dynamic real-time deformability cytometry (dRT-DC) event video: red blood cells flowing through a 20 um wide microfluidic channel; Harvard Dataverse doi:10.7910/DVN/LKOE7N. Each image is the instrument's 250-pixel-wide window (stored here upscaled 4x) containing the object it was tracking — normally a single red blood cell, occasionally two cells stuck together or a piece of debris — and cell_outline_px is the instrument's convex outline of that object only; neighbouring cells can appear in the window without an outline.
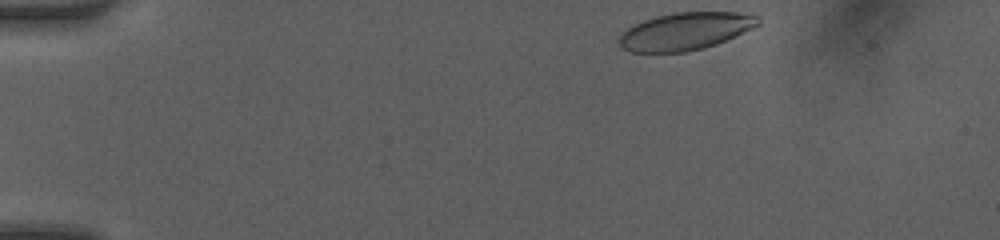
{"species": "human", "species_latin": "Homo sapiens", "temperature_condition": "room temperature", "stored_images_in_passage": 9, "camera_frame_rate_fps": 3000, "um_per_image_px": 0.085, "donor": {"sex": "female"}, "frame": {"image": 1, "passage_image": 1, "time_ms": 0.0, "image_size_px": [1000, 240], "cell_outline_px": [[760, 24], [752, 28], [716, 44], [704, 48], [684, 52], [632, 52], [624, 48], [620, 44], [620, 36], [632, 24], [656, 16], [672, 12], [736, 12], [756, 16], [760, 20]], "centroid_in_image_um": [58.24, 2.65], "position_along_channel_um": 26.8, "area_um2": 30.06}}
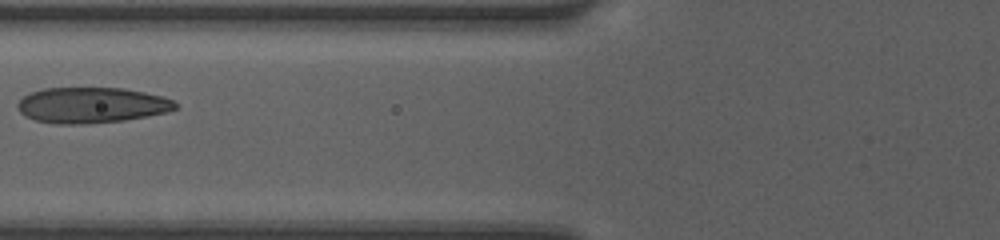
{"frame": {"image": 2, "passage_image": 6, "time_ms": 1.667, "image_size_px": [1000, 240], "cell_outline_px": [[180, 108], [164, 112], [124, 120], [84, 124], [56, 124], [36, 120], [24, 116], [16, 108], [16, 104], [24, 96], [32, 92], [44, 88], [124, 88], [164, 96], [176, 100]], "centroid_in_image_um": [7.8, 8.93], "position_along_channel_um": 118.0, "area_um2": 32.95}}
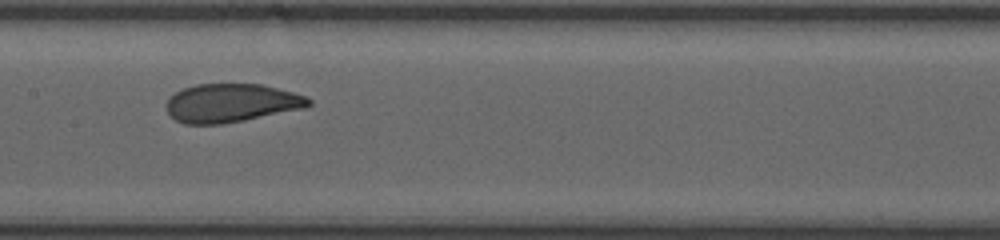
{"frame": {"image": 3, "passage_image": 8, "time_ms": 2.333, "image_size_px": [1000, 240], "cell_outline_px": [[312, 104], [304, 108], [244, 120], [220, 124], [184, 124], [176, 120], [168, 112], [164, 104], [176, 92], [184, 88], [196, 84], [260, 84], [308, 96], [312, 100]], "centroid_in_image_um": [19.66, 8.75], "position_along_channel_um": 187.7, "area_um2": 31.79}}